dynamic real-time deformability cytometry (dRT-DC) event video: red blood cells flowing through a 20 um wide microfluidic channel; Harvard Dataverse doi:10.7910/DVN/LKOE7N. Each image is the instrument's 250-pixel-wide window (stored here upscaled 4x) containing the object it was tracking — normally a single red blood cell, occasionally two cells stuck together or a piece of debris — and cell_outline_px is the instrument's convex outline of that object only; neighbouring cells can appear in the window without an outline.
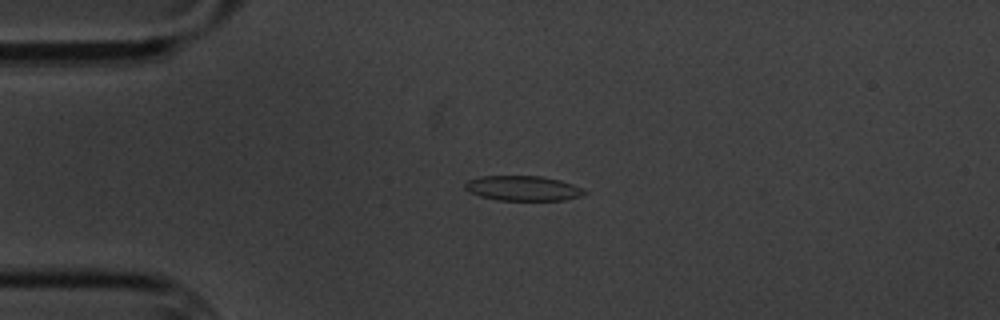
{"species": "common noctule bat (a hibernating species)", "species_latin": "Nyctalus noctula", "temperature_condition": "cold", "stored_images_in_passage": 3, "camera_frame_rate_fps": 3000, "um_per_image_px": 0.085, "animal": {"sex": "male", "body_mass_g": 20.1, "forearm_length_mm": 53.5}, "frame": {"image": 1, "passage_image": 1, "time_ms": 0.0, "image_size_px": [1000, 320], "cell_outline_px": [[588, 192], [580, 196], [564, 200], [496, 200], [480, 196], [468, 192], [464, 188], [464, 184], [468, 180], [480, 176], [540, 176], [560, 180], [572, 184]], "centroid_in_image_um": [44.4, 16.0], "position_along_channel_um": 40.6, "area_um2": 17.34}}
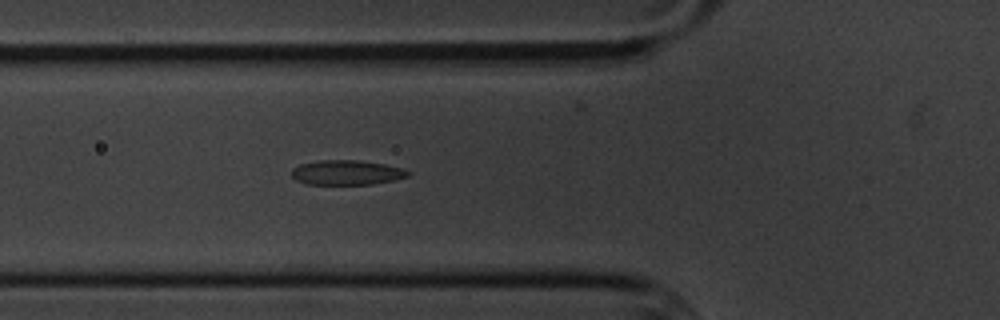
{"frame": {"image": 2, "passage_image": 3, "time_ms": 2.333, "image_size_px": [1000, 320], "cell_outline_px": [[412, 172], [408, 176], [392, 180], [372, 184], [308, 184], [296, 180], [292, 176], [292, 168], [300, 164], [320, 160], [356, 160], [384, 164], [400, 168]], "centroid_in_image_um": [29.44, 14.66], "position_along_channel_um": 96.4, "area_um2": 16.59}}